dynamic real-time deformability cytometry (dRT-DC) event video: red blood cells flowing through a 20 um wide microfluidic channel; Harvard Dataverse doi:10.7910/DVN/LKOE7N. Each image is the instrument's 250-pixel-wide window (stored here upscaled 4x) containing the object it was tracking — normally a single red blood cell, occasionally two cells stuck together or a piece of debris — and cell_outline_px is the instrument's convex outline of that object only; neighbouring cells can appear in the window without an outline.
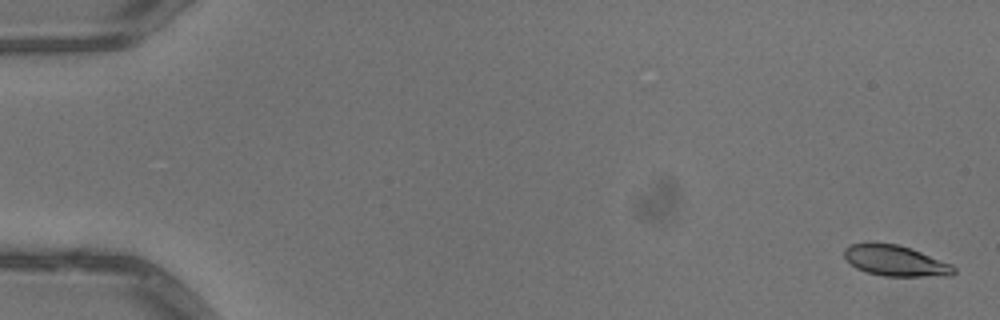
{"species": "common noctule bat (a hibernating species)", "species_latin": "Nyctalus noctula", "temperature_condition": "warm", "stored_images_in_passage": 6, "camera_frame_rate_fps": 3000, "um_per_image_px": 0.085, "animal": {"sex": "male", "body_mass_g": 13.3}, "frame": {"image": 1, "passage_image": 1, "time_ms": 0.0, "image_size_px": [1000, 320], "cell_outline_px": [[956, 272], [952, 276], [884, 276], [868, 272], [856, 268], [844, 256], [844, 248], [848, 244], [900, 244], [912, 248], [952, 264], [956, 268]], "centroid_in_image_um": [76.18, 22.17], "position_along_channel_um": 8.8, "area_um2": 19.54}}
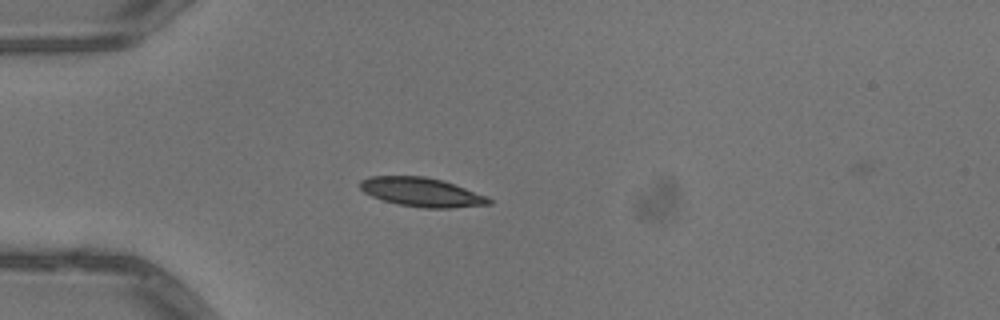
{"frame": {"image": 2, "passage_image": 5, "time_ms": 1.333, "image_size_px": [1000, 320], "cell_outline_px": [[492, 204], [452, 208], [424, 208], [400, 204], [384, 200], [372, 196], [364, 192], [360, 188], [360, 180], [368, 176], [424, 176], [444, 180], [488, 196], [492, 200]], "centroid_in_image_um": [35.88, 16.32], "position_along_channel_um": 49.1, "area_um2": 21.85}}